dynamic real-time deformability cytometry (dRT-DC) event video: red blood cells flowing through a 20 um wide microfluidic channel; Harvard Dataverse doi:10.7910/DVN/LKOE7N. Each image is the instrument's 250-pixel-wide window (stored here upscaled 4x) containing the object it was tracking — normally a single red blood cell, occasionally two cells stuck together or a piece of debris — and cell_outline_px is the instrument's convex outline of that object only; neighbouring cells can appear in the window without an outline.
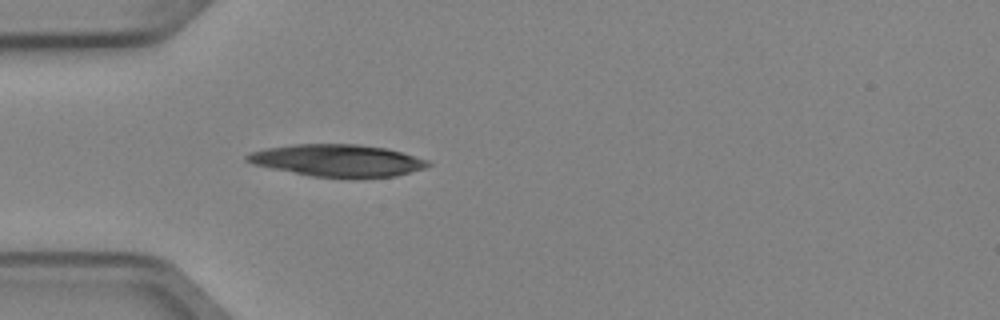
{"species": "Egyptian fruit bat (a non-hibernating species)", "species_latin": "Rousettus aegyptiacus", "temperature_condition": "cold", "stored_images_in_passage": 5, "camera_frame_rate_fps": 3000, "um_per_image_px": 0.085, "animal": {"sex": "female"}, "frame": {"image": 1, "passage_image": 5, "time_ms": 1.333, "image_size_px": [1000, 320], "cell_outline_px": [[432, 164], [424, 168], [396, 176], [312, 176], [252, 164], [244, 160], [244, 156], [248, 152], [268, 148], [296, 144], [356, 144], [388, 148], [428, 160]], "centroid_in_image_um": [28.66, 13.61], "position_along_channel_um": 56.3, "area_um2": 33.23}}